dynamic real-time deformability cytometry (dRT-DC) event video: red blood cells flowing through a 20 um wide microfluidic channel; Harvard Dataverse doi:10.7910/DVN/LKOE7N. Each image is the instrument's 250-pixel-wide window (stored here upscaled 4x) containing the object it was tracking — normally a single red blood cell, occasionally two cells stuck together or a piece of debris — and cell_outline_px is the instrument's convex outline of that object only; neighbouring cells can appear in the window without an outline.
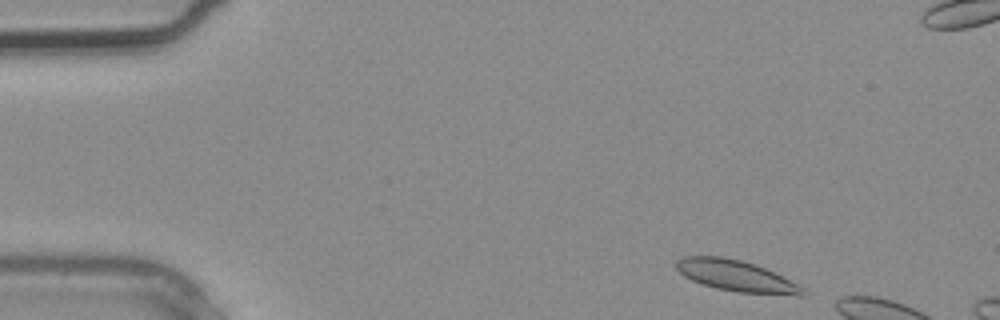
{"species": "common noctule bat (a hibernating species)", "species_latin": "Nyctalus noctula", "temperature_condition": "warm", "stored_images_in_passage": 3, "camera_frame_rate_fps": 3000, "um_per_image_px": 0.085, "animal": {"sex": "male", "body_mass_g": 20.4}, "frame": {"image": 1, "passage_image": 1, "time_ms": 0.0, "image_size_px": [1000, 320], "cell_outline_px": [[808, 292], [804, 296], [796, 296], [736, 292], [716, 288], [692, 280], [684, 276], [676, 268], [676, 260], [684, 256], [720, 256], [740, 260], [756, 264], [800, 284], [808, 288]], "centroid_in_image_um": [62.67, 23.47], "position_along_channel_um": 22.3, "area_um2": 23.29}}